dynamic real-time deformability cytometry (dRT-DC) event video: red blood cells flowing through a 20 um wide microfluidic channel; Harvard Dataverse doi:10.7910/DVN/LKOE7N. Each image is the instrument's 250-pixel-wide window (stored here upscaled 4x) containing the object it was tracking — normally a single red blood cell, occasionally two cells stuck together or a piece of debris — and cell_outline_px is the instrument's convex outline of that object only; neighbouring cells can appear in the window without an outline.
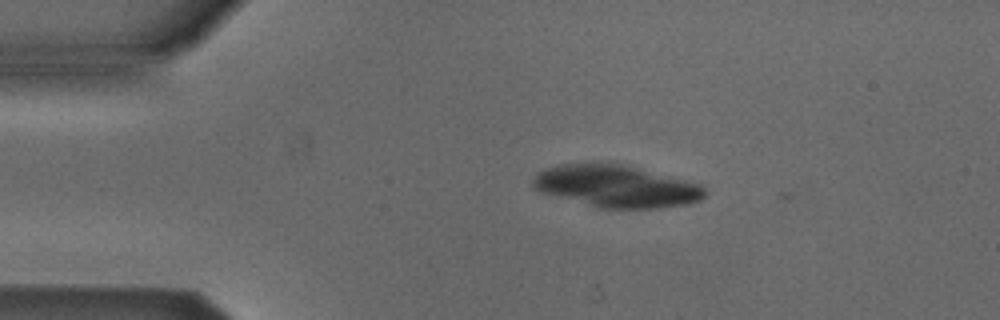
{"species": "Egyptian fruit bat (a non-hibernating species)", "species_latin": "Rousettus aegyptiacus", "temperature_condition": "cold", "stored_images_in_passage": 3, "camera_frame_rate_fps": 3000, "um_per_image_px": 0.085, "animal": {"sex": "male"}, "frame": {"image": 1, "passage_image": 1, "time_ms": 0.0, "image_size_px": [1000, 320], "cell_outline_px": [[708, 192], [700, 200], [688, 204], [660, 208], [600, 208], [540, 192], [532, 188], [532, 180], [540, 172], [548, 168], [560, 164], [628, 164], [704, 184]], "centroid_in_image_um": [52.48, 15.83], "position_along_channel_um": 32.5, "area_um2": 42.43}}